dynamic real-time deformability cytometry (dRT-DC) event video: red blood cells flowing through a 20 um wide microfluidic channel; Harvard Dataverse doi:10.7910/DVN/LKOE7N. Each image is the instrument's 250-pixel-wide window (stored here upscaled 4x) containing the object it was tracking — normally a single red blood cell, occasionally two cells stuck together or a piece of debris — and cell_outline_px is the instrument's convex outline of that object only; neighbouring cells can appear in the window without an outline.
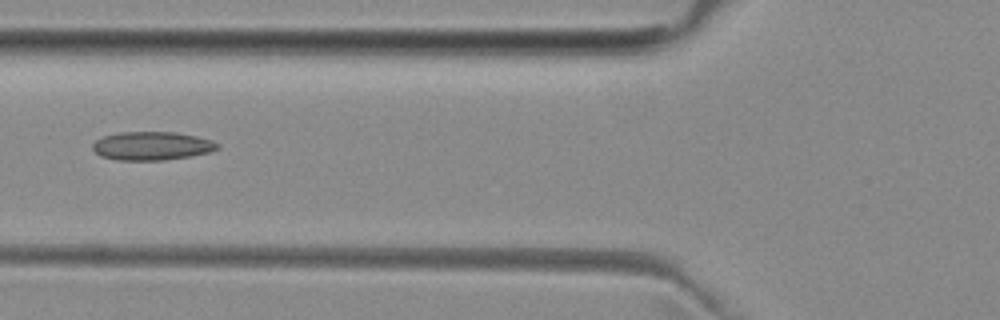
{"species": "common noctule bat (a hibernating species)", "species_latin": "Nyctalus noctula", "temperature_condition": "room temperature", "stored_images_in_passage": 2, "camera_frame_rate_fps": 3000, "um_per_image_px": 0.085, "animal": {"sex": "female", "body_mass_g": 29.2, "forearm_length_mm": 56.3}, "frame": {"image": 1, "passage_image": 2, "time_ms": 1.333, "image_size_px": [1000, 320], "cell_outline_px": [[220, 148], [208, 152], [192, 156], [164, 160], [116, 160], [100, 156], [92, 148], [92, 144], [96, 140], [104, 136], [120, 132], [176, 132], [196, 136], [212, 140], [220, 144]], "centroid_in_image_um": [12.92, 12.4], "position_along_channel_um": 112.9, "area_um2": 20.81}}